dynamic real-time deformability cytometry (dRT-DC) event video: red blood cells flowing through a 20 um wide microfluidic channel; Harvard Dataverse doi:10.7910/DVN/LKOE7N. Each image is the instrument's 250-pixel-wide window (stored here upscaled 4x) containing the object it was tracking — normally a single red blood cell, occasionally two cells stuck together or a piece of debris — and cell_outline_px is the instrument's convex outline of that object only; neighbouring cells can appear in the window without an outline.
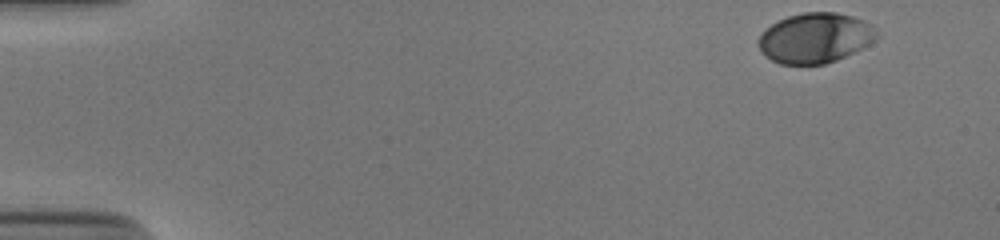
{"species": "human", "species_latin": "Homo sapiens", "temperature_condition": "cold", "stored_images_in_passage": 42, "camera_frame_rate_fps": 3000, "um_per_image_px": 0.085, "donor": {"sex": "male"}, "frame": {"image": 1, "passage_image": 1, "time_ms": 0.0, "image_size_px": [1000, 240], "cell_outline_px": [[880, 36], [876, 40], [836, 60], [824, 64], [780, 64], [772, 60], [756, 44], [764, 28], [776, 20], [788, 16], [804, 12], [836, 12], [852, 16], [864, 20], [872, 24]], "centroid_in_image_um": [69.29, 3.2], "position_along_channel_um": 15.7, "area_um2": 34.56}}
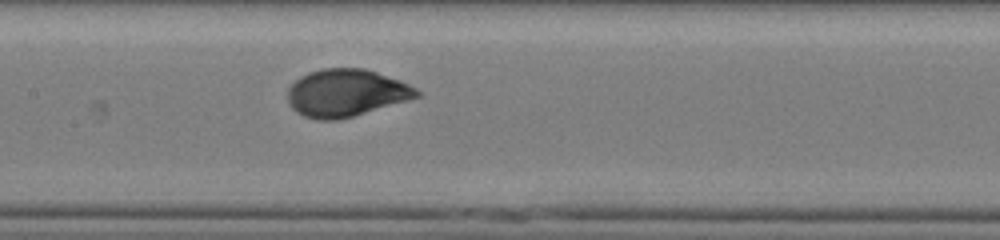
{"frame": {"image": 2, "passage_image": 24, "time_ms": 7.667, "image_size_px": [1000, 240], "cell_outline_px": [[420, 96], [408, 100], [352, 116], [336, 120], [316, 120], [304, 116], [296, 112], [292, 108], [288, 100], [288, 88], [300, 76], [308, 72], [324, 68], [364, 68], [400, 80], [416, 88], [420, 92]], "centroid_in_image_um": [29.4, 7.89], "position_along_channel_um": 178.0, "area_um2": 35.49}}
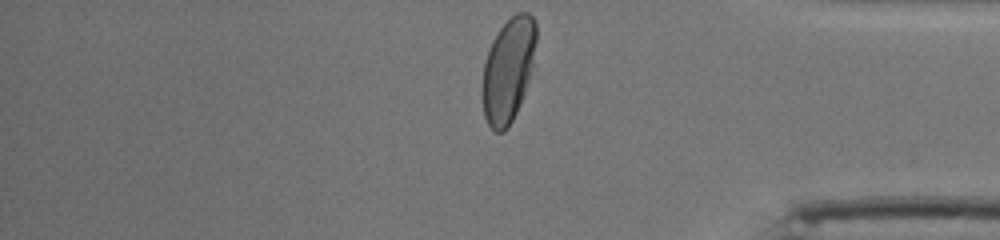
{"frame": {"image": 3, "passage_image": 42, "time_ms": 13.667, "image_size_px": [1000, 240], "cell_outline_px": [[536, 40], [532, 64], [524, 92], [516, 112], [508, 128], [504, 132], [496, 132], [488, 124], [484, 116], [480, 92], [484, 64], [492, 40], [496, 32], [516, 12], [528, 12], [532, 16], [536, 24]], "centroid_in_image_um": [43.16, 5.95], "position_along_channel_um": 392.0, "area_um2": 32.6}, "authors_computed_cell_mechanics": {"area_um2": 35.1713, "velocity_mm_per_s": 3.8547, "shape_relaxation_time_tau1_ms": 2.7837, "shape_relaxation_time_tau2_ms": null, "deformation_change_tau1": 0.1443, "deformation_change_tau2": null}}